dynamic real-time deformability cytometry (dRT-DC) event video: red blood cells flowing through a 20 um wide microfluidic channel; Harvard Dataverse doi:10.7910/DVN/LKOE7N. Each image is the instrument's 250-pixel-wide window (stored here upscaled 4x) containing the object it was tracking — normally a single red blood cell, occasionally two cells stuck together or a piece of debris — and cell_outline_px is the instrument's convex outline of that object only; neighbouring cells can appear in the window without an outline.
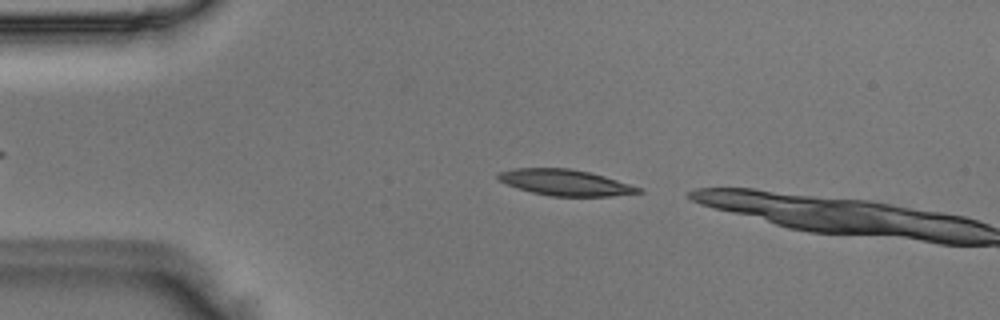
{"species": "Egyptian fruit bat (a non-hibernating species)", "species_latin": "Rousettus aegyptiacus", "temperature_condition": "room temperature", "stored_images_in_passage": 5, "camera_frame_rate_fps": 3000, "um_per_image_px": 0.085, "animal": {"sex": "male"}, "frame": {"image": 1, "passage_image": 2, "time_ms": 0.333, "image_size_px": [1000, 320], "cell_outline_px": [[644, 192], [608, 196], [552, 196], [532, 192], [508, 184], [500, 180], [496, 176], [496, 172], [512, 168], [572, 168], [604, 176], [644, 188]], "centroid_in_image_um": [48.07, 15.5], "position_along_channel_um": 36.9, "area_um2": 21.21}}